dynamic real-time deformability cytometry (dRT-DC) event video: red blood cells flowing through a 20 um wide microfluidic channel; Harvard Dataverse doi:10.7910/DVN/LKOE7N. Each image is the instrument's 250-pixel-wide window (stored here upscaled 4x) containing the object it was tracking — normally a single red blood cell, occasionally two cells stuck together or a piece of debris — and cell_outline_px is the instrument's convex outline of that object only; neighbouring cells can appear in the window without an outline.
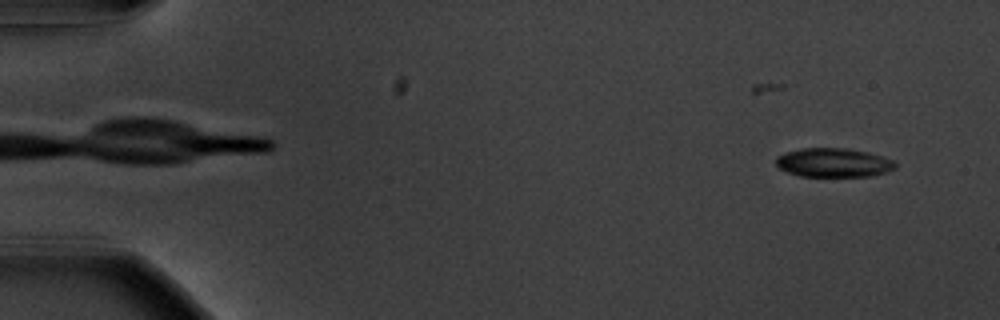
{"species": "common noctule bat (a hibernating species)", "species_latin": "Nyctalus noctula", "temperature_condition": "warm", "stored_images_in_passage": 56, "camera_frame_rate_fps": 3000, "um_per_image_px": 0.085, "animal": {"sex": "male", "body_mass_g": 20.1, "forearm_length_mm": 53.5}, "frame": {"image": 1, "passage_image": 3, "time_ms": 0.667, "image_size_px": [1000, 320], "cell_outline_px": [[896, 168], [872, 176], [800, 176], [788, 172], [780, 168], [776, 164], [776, 156], [784, 152], [804, 148], [848, 148], [868, 152], [892, 160], [896, 164]], "centroid_in_image_um": [70.83, 13.82], "position_along_channel_um": 14.2, "area_um2": 20.06}}
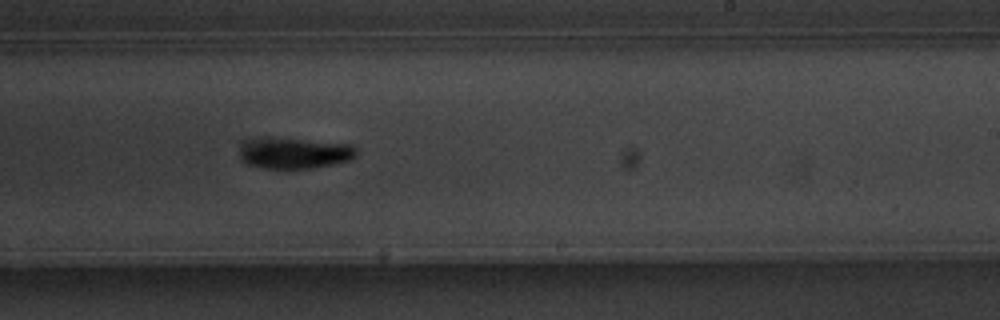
{"frame": {"image": 2, "passage_image": 34, "time_ms": 11.0, "image_size_px": [1000, 320], "cell_outline_px": [[356, 156], [348, 160], [332, 164], [312, 168], [264, 168], [248, 164], [240, 160], [240, 140], [244, 136], [268, 136], [352, 144], [356, 148]], "centroid_in_image_um": [24.88, 12.95], "position_along_channel_um": 264.1, "area_um2": 21.91}}
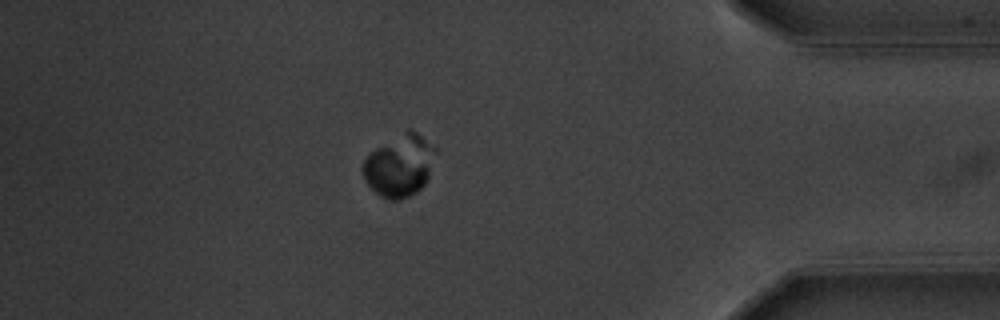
{"frame": {"image": 3, "passage_image": 48, "time_ms": 15.667, "image_size_px": [1000, 320], "cell_outline_px": [[436, 152], [428, 180], [416, 192], [400, 200], [388, 200], [380, 196], [364, 180], [360, 168], [364, 160], [376, 148], [408, 128], [412, 128], [436, 148]], "centroid_in_image_um": [33.96, 14.07], "position_along_channel_um": 401.2, "area_um2": 26.3}, "authors_computed_cell_mechanics": {"area_um2": 20.4612, "velocity_mm_per_s": 3.6636, "shape_relaxation_time_tau1_ms": 5.3121, "shape_relaxation_time_tau2_ms": null, "deformation_change_tau1": 0.1617, "deformation_change_tau2": null}}